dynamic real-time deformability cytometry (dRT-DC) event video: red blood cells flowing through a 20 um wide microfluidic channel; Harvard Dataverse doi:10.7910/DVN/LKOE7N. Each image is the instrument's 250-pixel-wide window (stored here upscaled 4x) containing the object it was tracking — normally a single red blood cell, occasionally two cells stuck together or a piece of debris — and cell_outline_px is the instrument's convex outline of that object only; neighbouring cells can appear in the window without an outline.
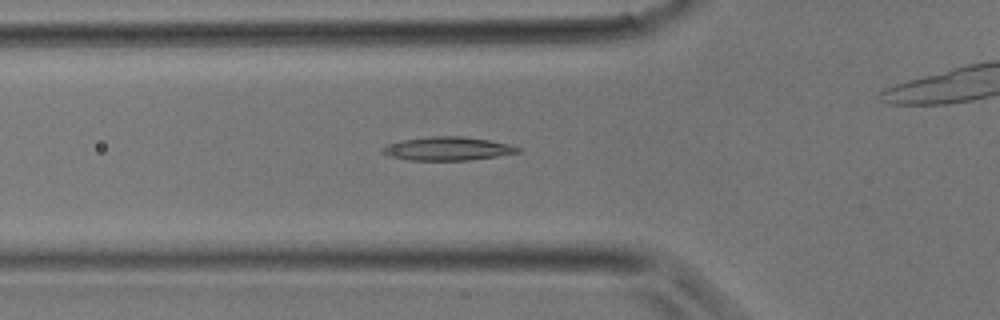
{"species": "common noctule bat (a hibernating species)", "species_latin": "Nyctalus noctula", "temperature_condition": "room temperature", "stored_images_in_passage": 16, "camera_frame_rate_fps": 3000, "um_per_image_px": 0.085, "animal": {"sex": "male", "body_mass_g": 17.9}, "frame": {"image": 1, "passage_image": 9, "time_ms": 2.667, "image_size_px": [1000, 320], "cell_outline_px": [[520, 152], [496, 156], [468, 160], [408, 160], [388, 156], [380, 152], [380, 148], [388, 144], [400, 140], [428, 136], [460, 136], [488, 140], [508, 144], [520, 148]], "centroid_in_image_um": [37.96, 12.63], "position_along_channel_um": 87.8, "area_um2": 18.55}}
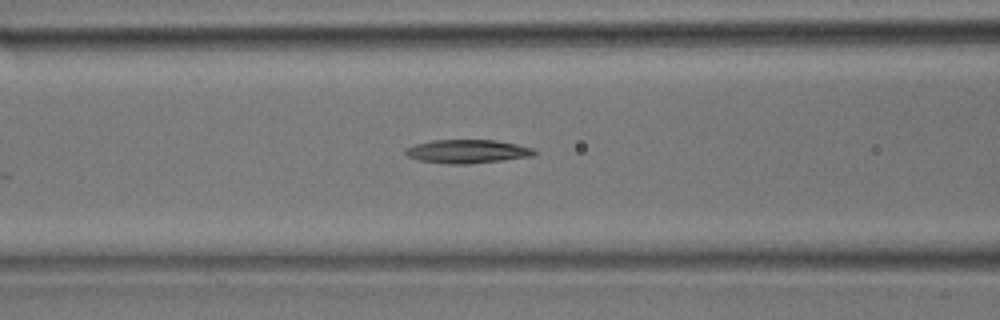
{"frame": {"image": 2, "passage_image": 11, "time_ms": 3.333, "image_size_px": [1000, 320], "cell_outline_px": [[540, 152], [532, 156], [468, 164], [452, 164], [420, 160], [408, 156], [404, 152], [404, 148], [416, 144], [432, 140], [496, 140], [536, 148]], "centroid_in_image_um": [39.77, 12.86], "position_along_channel_um": 126.8, "area_um2": 17.69}}
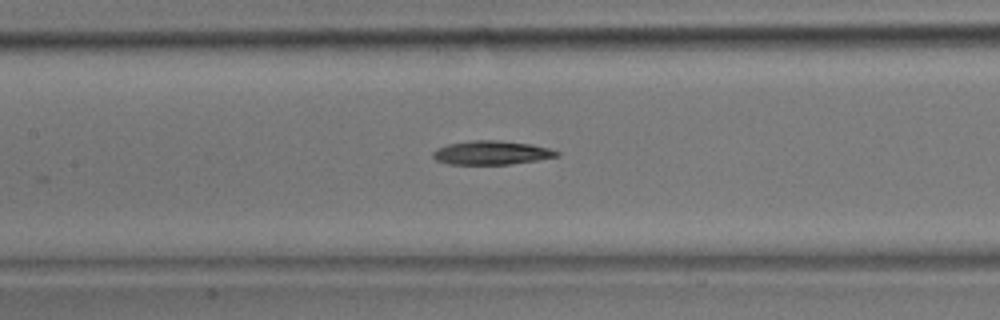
{"frame": {"image": 3, "passage_image": 13, "time_ms": 4.0, "image_size_px": [1000, 320], "cell_outline_px": [[560, 156], [512, 164], [448, 164], [436, 160], [432, 156], [432, 152], [436, 148], [448, 144], [472, 140], [500, 140], [532, 144], [548, 148], [560, 152]], "centroid_in_image_um": [41.77, 12.97], "position_along_channel_um": 165.6, "area_um2": 17.28}}